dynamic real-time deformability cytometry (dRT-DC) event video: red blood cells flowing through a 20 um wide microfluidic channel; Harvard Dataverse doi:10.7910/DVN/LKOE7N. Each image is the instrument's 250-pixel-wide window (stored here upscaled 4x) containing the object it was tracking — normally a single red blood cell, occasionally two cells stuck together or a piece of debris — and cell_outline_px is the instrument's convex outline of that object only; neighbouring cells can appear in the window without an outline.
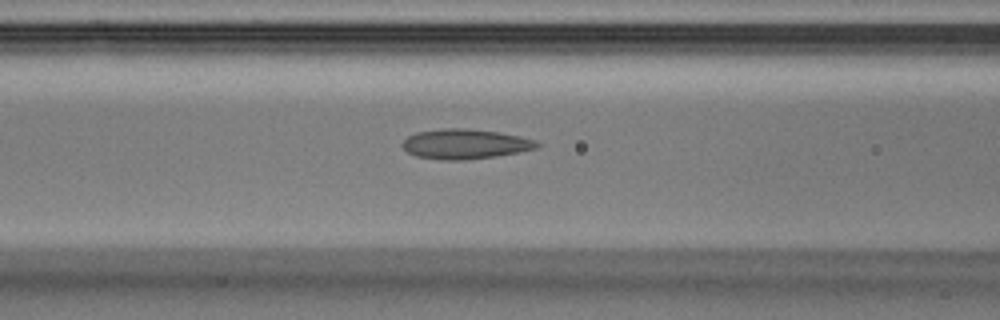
{"species": "Egyptian fruit bat (a non-hibernating species)", "species_latin": "Rousettus aegyptiacus", "temperature_condition": "warm", "stored_images_in_passage": 38, "camera_frame_rate_fps": 3000, "um_per_image_px": 0.085, "animal": {"sex": "male"}, "frame": {"image": 1, "passage_image": 15, "time_ms": 4.667, "image_size_px": [1000, 320], "cell_outline_px": [[540, 144], [536, 148], [496, 156], [464, 160], [444, 160], [416, 156], [408, 152], [400, 144], [408, 136], [416, 132], [444, 128], [468, 128], [500, 132], [520, 136], [536, 140]], "centroid_in_image_um": [39.52, 12.23], "position_along_channel_um": 127.1, "area_um2": 23.41}}
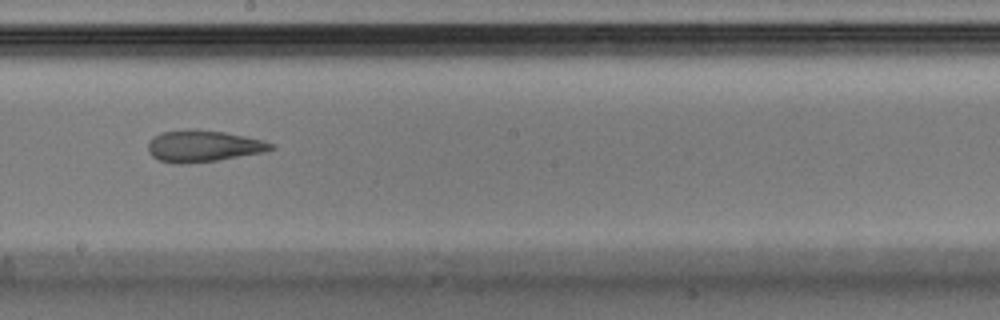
{"frame": {"image": 2, "passage_image": 21, "time_ms": 6.667, "image_size_px": [1000, 320], "cell_outline_px": [[276, 148], [264, 152], [216, 160], [184, 164], [176, 164], [160, 160], [152, 156], [148, 152], [148, 144], [156, 136], [164, 132], [188, 128], [192, 128], [224, 132], [244, 136], [276, 144]], "centroid_in_image_um": [17.29, 12.41], "position_along_channel_um": 230.9, "area_um2": 22.48}}
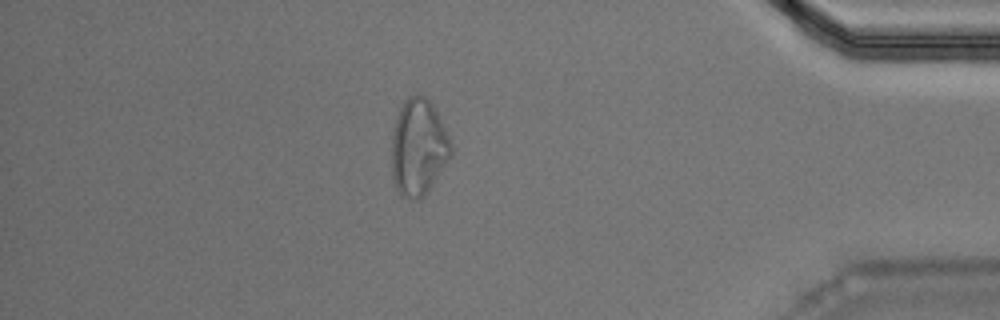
{"frame": {"image": 3, "passage_image": 33, "time_ms": 10.667, "image_size_px": [1000, 320], "cell_outline_px": [[452, 156], [428, 188], [420, 196], [404, 196], [396, 188], [392, 176], [392, 136], [396, 120], [400, 108], [404, 100], [408, 96], [424, 96], [432, 104], [452, 144]], "centroid_in_image_um": [35.56, 12.47], "position_along_channel_um": 399.6, "area_um2": 32.31}}